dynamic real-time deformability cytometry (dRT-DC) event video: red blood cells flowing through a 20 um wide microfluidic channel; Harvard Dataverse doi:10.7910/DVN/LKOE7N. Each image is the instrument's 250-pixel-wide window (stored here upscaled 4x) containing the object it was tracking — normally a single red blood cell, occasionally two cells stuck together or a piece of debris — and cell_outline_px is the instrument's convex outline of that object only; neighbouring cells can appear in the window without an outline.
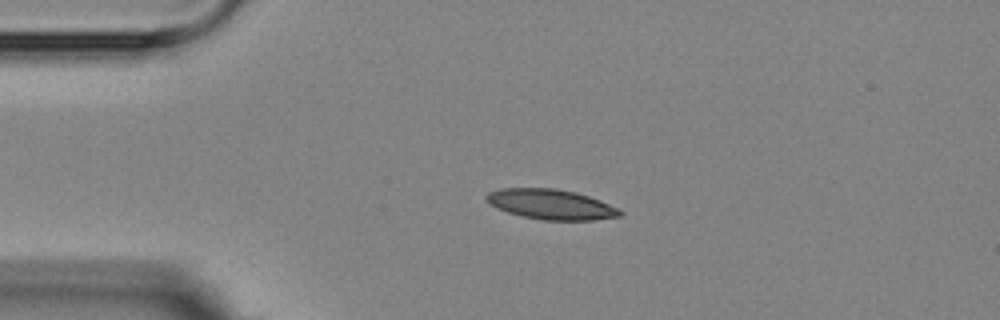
{"species": "Egyptian fruit bat (a non-hibernating species)", "species_latin": "Rousettus aegyptiacus", "temperature_condition": "room temperature", "stored_images_in_passage": 2, "camera_frame_rate_fps": 3000, "um_per_image_px": 0.085, "animal": {"sex": "female"}, "frame": {"image": 1, "passage_image": 1, "time_ms": 0.0, "image_size_px": [1000, 320], "cell_outline_px": [[624, 212], [620, 216], [592, 220], [544, 220], [524, 216], [508, 212], [496, 208], [484, 196], [488, 192], [500, 188], [556, 188], [576, 192], [600, 200]], "centroid_in_image_um": [46.83, 17.36], "position_along_channel_um": 38.2, "area_um2": 23.24}}